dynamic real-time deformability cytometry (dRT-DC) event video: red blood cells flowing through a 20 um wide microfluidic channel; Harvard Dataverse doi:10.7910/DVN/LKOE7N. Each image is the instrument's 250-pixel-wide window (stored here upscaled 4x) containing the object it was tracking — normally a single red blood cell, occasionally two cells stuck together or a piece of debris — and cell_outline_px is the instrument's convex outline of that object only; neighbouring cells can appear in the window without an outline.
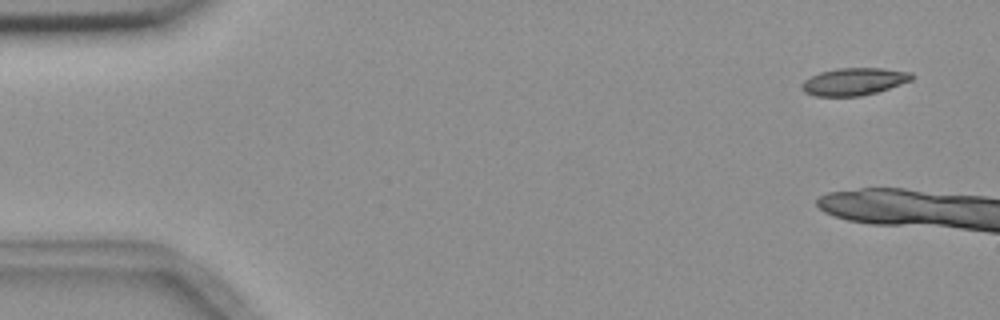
{"species": "common noctule bat (a hibernating species)", "species_latin": "Nyctalus noctula", "temperature_condition": "room temperature", "stored_images_in_passage": 3, "camera_frame_rate_fps": 3000, "um_per_image_px": 0.085, "animal": {"sex": "female", "body_mass_g": 18.4}, "frame": {"image": 1, "passage_image": 1, "time_ms": 0.0, "image_size_px": [1000, 320], "cell_outline_px": [[916, 76], [912, 80], [876, 92], [860, 96], [816, 96], [804, 92], [800, 88], [800, 84], [804, 80], [820, 72], [836, 68], [880, 68], [912, 72]], "centroid_in_image_um": [72.58, 6.93], "position_along_channel_um": 12.4, "area_um2": 17.57}}